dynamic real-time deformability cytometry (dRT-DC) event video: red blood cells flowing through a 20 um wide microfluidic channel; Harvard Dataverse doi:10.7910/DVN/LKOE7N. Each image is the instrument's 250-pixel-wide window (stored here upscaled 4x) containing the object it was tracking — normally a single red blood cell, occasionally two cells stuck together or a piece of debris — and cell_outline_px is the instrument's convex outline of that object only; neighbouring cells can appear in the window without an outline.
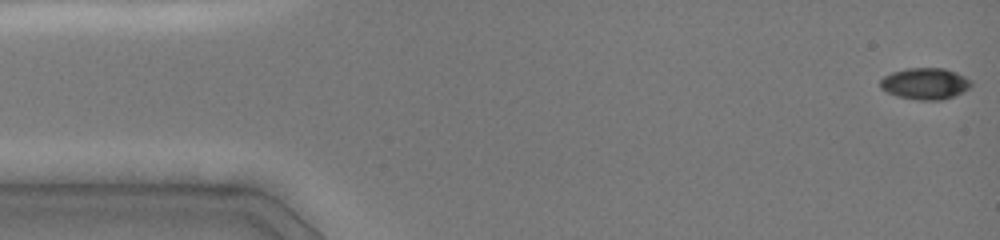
{"species": "common noctule bat (a hibernating species)", "species_latin": "Nyctalus noctula", "temperature_condition": "cold", "stored_images_in_passage": 64, "camera_frame_rate_fps": 3000, "um_per_image_px": 0.085, "animal": {"sex": "female", "body_mass_g": 19.0, "forearm_length_mm": 51.5}, "frame": {"image": 1, "passage_image": 1, "time_ms": 0.0, "image_size_px": [1000, 240], "cell_outline_px": [[972, 84], [964, 92], [940, 100], [920, 100], [896, 96], [880, 88], [880, 80], [884, 76], [892, 72], [904, 68], [944, 68], [956, 72], [972, 80]], "centroid_in_image_um": [78.63, 7.1], "position_along_channel_um": 6.4, "area_um2": 16.7}}
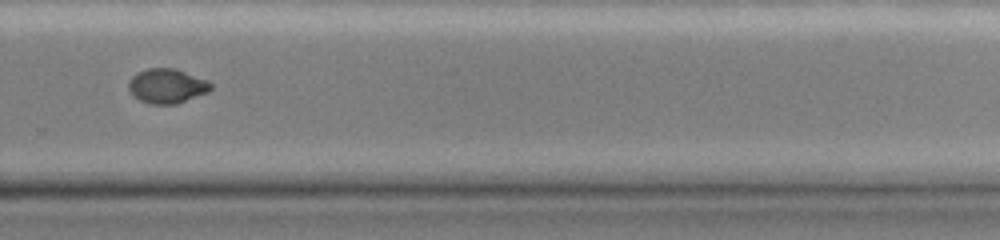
{"frame": {"image": 2, "passage_image": 44, "time_ms": 10.667, "image_size_px": [1000, 240], "cell_outline_px": [[212, 88], [208, 92], [176, 104], [152, 104], [140, 100], [132, 96], [128, 88], [128, 80], [136, 72], [148, 68], [176, 68], [208, 80], [212, 84]], "centroid_in_image_um": [14.17, 7.3], "position_along_channel_um": 315.6, "area_um2": 16.76}}
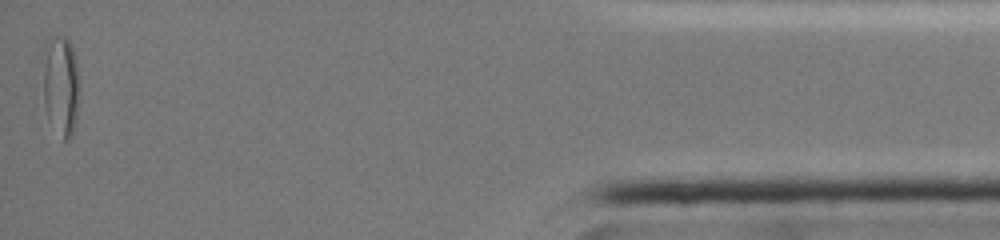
{"frame": {"image": 3, "passage_image": 64, "time_ms": 15.333, "image_size_px": [1000, 240], "cell_outline_px": [[80, 84], [76, 116], [72, 132], [68, 140], [64, 140], [48, 120], [44, 104], [44, 44], [48, 36], [64, 36], [72, 44], [76, 56]], "centroid_in_image_um": [5.18, 7.18], "position_along_channel_um": 430.0, "area_um2": 21.62}, "authors_computed_cell_mechanics": {"area_um2": 17.1088, "velocity_mm_per_s": 4.0499, "shape_relaxation_time_tau1_ms": null, "shape_relaxation_time_tau2_ms": 1.2048, "deformation_change_tau1": null, "deformation_change_tau2": 0.0336}}